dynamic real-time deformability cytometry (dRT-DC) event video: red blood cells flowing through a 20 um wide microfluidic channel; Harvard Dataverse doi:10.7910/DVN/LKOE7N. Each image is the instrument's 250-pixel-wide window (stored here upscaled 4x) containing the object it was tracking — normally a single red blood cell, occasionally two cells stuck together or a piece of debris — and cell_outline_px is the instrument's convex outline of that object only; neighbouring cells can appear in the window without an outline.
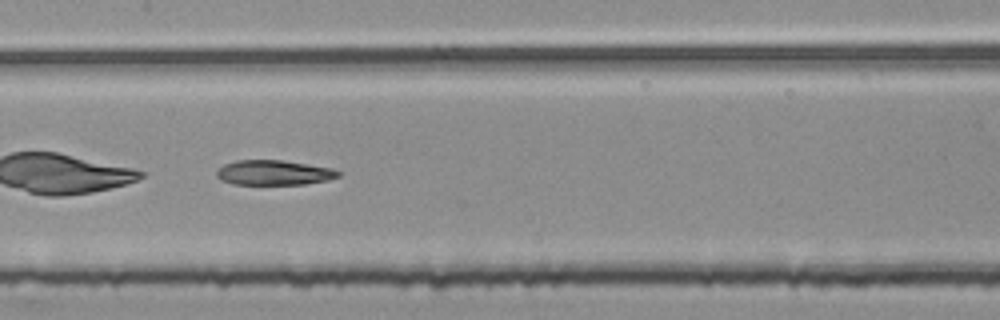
{"species": "common noctule bat (a hibernating species)", "species_latin": "Nyctalus noctula", "temperature_condition": "room temperature", "stored_images_in_passage": 36, "camera_frame_rate_fps": 3000, "um_per_image_px": 0.085, "animal": {"sex": "female", "body_mass_g": 25.1}, "frame": {"image": 1, "passage_image": 11, "time_ms": 3.333, "image_size_px": [1000, 320], "cell_outline_px": [[340, 176], [328, 180], [304, 184], [232, 184], [220, 180], [216, 176], [216, 172], [224, 164], [236, 160], [284, 160], [332, 168], [340, 172]], "centroid_in_image_um": [23.27, 14.67], "position_along_channel_um": 184.1, "area_um2": 17.69}}
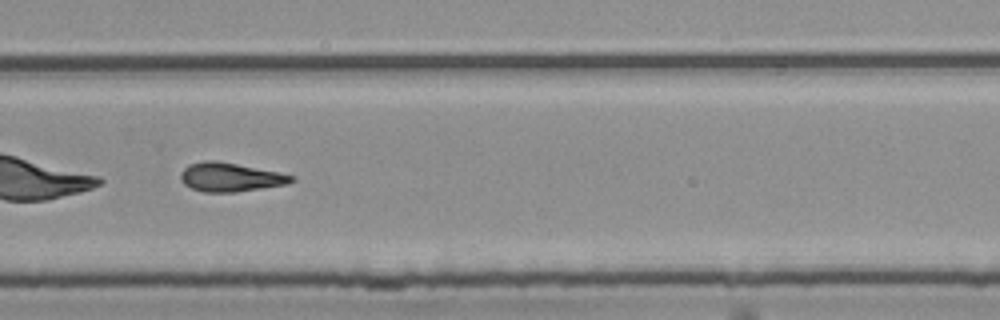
{"frame": {"image": 2, "passage_image": 21, "time_ms": 6.667, "image_size_px": [1000, 320], "cell_outline_px": [[296, 180], [288, 184], [236, 192], [204, 192], [192, 188], [184, 184], [180, 180], [180, 172], [188, 164], [204, 160], [216, 160], [280, 172], [296, 176]], "centroid_in_image_um": [19.59, 15.05], "position_along_channel_um": 310.2, "area_um2": 18.84}, "authors_computed_cell_mechanics": {"area_um2": 18.6116, "velocity_mm_per_s": 3.7986, "shape_relaxation_time_tau1_ms": null, "shape_relaxation_time_tau2_ms": 4.0491, "deformation_change_tau1": null, "deformation_change_tau2": 0.1406}}